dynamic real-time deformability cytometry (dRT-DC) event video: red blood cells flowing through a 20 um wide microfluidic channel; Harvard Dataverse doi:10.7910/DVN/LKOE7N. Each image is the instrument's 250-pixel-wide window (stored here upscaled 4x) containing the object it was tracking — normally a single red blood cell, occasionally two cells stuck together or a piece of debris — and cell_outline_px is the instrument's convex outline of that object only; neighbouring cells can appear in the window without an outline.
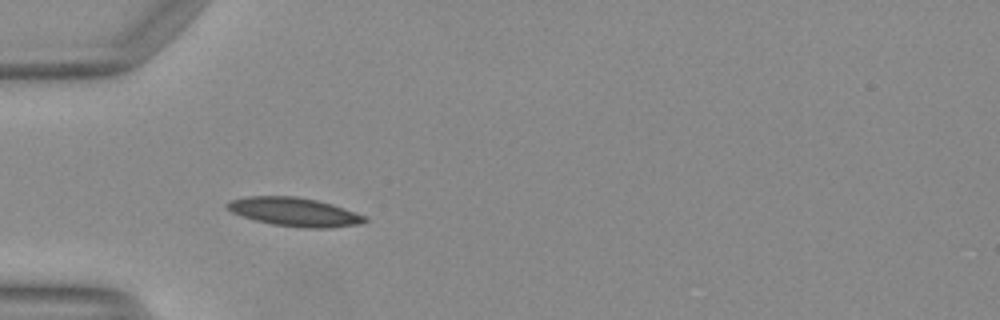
{"species": "Egyptian fruit bat (a non-hibernating species)", "species_latin": "Rousettus aegyptiacus", "temperature_condition": "warm", "stored_images_in_passage": 10, "camera_frame_rate_fps": 3000, "um_per_image_px": 0.085, "animal": {"sex": "female"}, "frame": {"image": 1, "passage_image": 1, "time_ms": 0.0, "image_size_px": [1000, 320], "cell_outline_px": [[368, 220], [360, 224], [332, 228], [304, 228], [272, 224], [256, 220], [232, 212], [224, 208], [224, 204], [228, 200], [248, 196], [296, 196], [316, 200], [332, 204], [368, 216]], "centroid_in_image_um": [25.03, 18.01], "position_along_channel_um": 60.0, "area_um2": 23.18}}
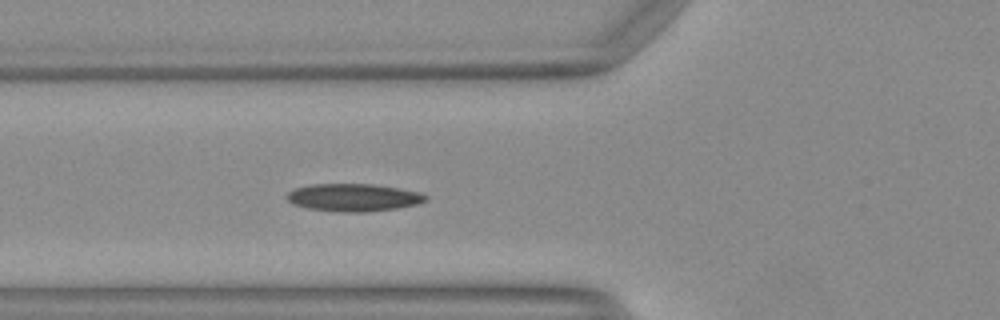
{"frame": {"image": 2, "passage_image": 4, "time_ms": 1.0, "image_size_px": [1000, 320], "cell_outline_px": [[428, 200], [416, 204], [396, 208], [364, 212], [340, 212], [308, 208], [292, 204], [284, 196], [288, 192], [296, 188], [312, 184], [372, 184], [420, 192], [428, 196]], "centroid_in_image_um": [30.02, 16.79], "position_along_channel_um": 95.8, "area_um2": 22.25}}
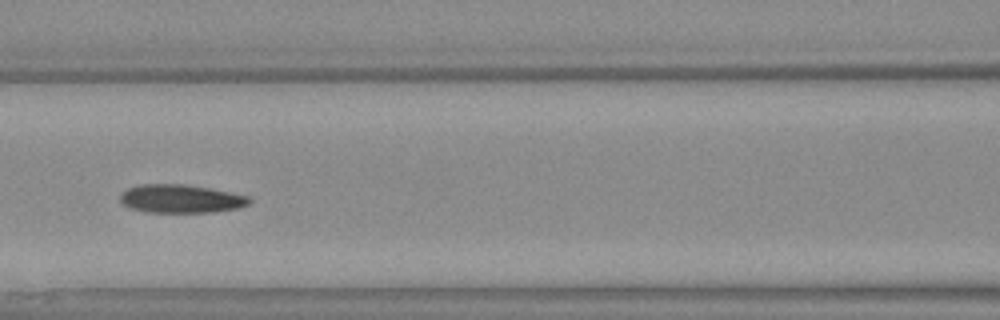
{"frame": {"image": 3, "passage_image": 8, "time_ms": 2.333, "image_size_px": [1000, 320], "cell_outline_px": [[252, 200], [248, 204], [236, 208], [212, 212], [148, 212], [132, 208], [124, 204], [120, 200], [120, 196], [128, 188], [136, 184], [180, 184], [212, 188], [248, 196]], "centroid_in_image_um": [15.38, 16.88], "position_along_channel_um": 151.2, "area_um2": 21.15}}